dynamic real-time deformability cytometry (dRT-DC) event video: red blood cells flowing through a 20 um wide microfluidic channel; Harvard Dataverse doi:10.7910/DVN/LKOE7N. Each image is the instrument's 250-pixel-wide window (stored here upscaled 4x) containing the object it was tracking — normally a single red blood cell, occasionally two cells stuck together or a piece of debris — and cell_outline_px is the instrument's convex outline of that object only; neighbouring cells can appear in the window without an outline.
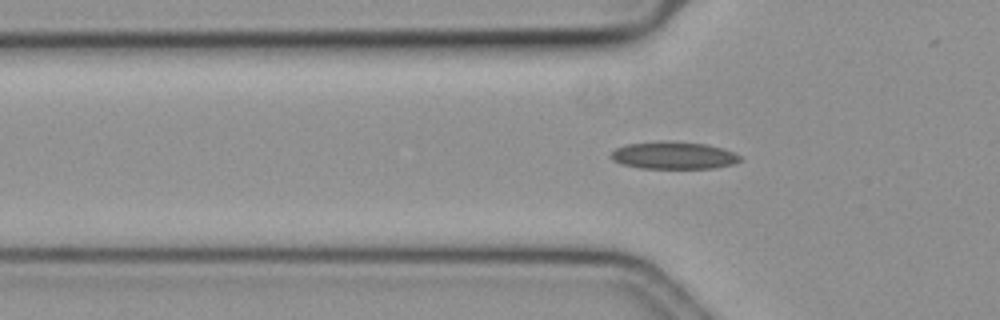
{"species": "common noctule bat (a hibernating species)", "species_latin": "Nyctalus noctula", "temperature_condition": "cold", "stored_images_in_passage": 38, "camera_frame_rate_fps": 3000, "um_per_image_px": 0.085, "animal": {"sex": "female", "body_mass_g": 19.3, "forearm_length_mm": 54.1}, "frame": {"image": 1, "passage_image": 2, "time_ms": 0.333, "image_size_px": [1000, 320], "cell_outline_px": [[740, 160], [732, 164], [712, 168], [640, 168], [624, 164], [612, 160], [608, 156], [616, 148], [628, 144], [660, 140], [672, 140], [704, 144], [720, 148], [732, 152], [740, 156]], "centroid_in_image_um": [57.2, 13.19], "position_along_channel_um": 68.6, "area_um2": 20.52}}
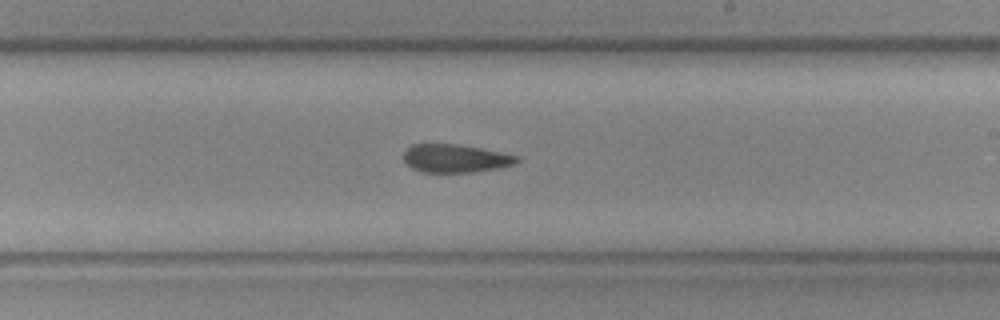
{"frame": {"image": 2, "passage_image": 17, "time_ms": 5.333, "image_size_px": [1000, 320], "cell_outline_px": [[520, 160], [512, 164], [496, 168], [472, 172], [420, 172], [412, 168], [404, 160], [404, 152], [412, 144], [456, 144], [480, 148], [520, 156]], "centroid_in_image_um": [38.69, 13.46], "position_along_channel_um": 250.3, "area_um2": 18.38}}
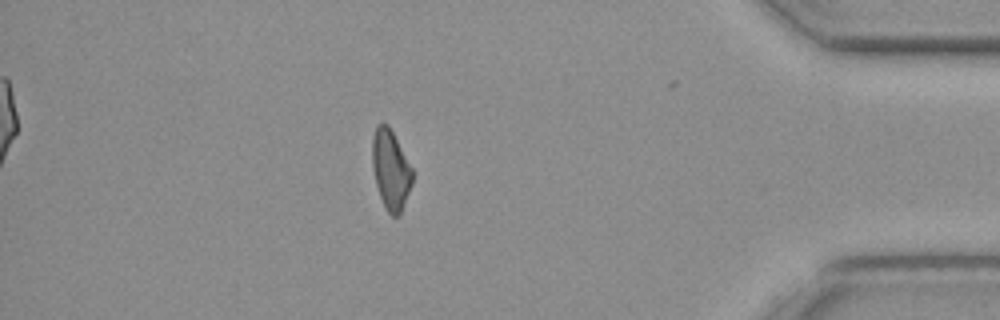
{"frame": {"image": 3, "passage_image": 33, "time_ms": 10.667, "image_size_px": [1000, 320], "cell_outline_px": [[412, 184], [400, 216], [392, 216], [388, 212], [380, 196], [376, 184], [372, 168], [372, 136], [376, 124], [388, 124], [412, 168]], "centroid_in_image_um": [33.2, 14.42], "position_along_channel_um": 402.0, "area_um2": 18.55}}